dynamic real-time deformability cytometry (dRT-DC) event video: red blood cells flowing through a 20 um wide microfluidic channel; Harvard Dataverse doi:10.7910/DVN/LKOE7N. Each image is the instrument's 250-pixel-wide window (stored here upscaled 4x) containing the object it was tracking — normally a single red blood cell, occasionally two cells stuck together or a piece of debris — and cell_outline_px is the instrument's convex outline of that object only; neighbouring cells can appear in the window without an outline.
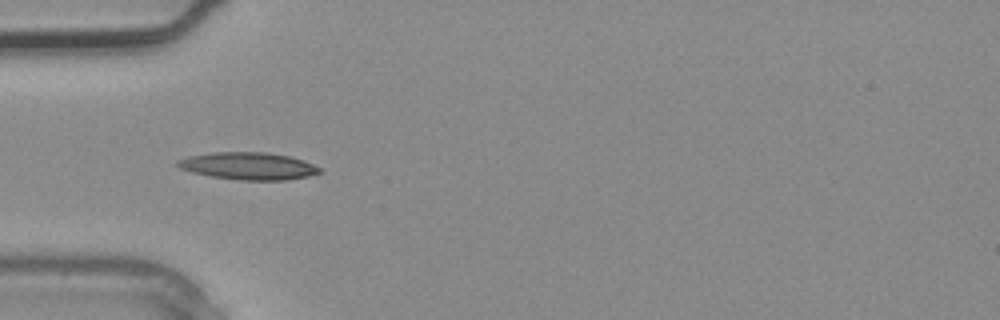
{"species": "common noctule bat (a hibernating species)", "species_latin": "Nyctalus noctula", "temperature_condition": "warm", "stored_images_in_passage": 3, "camera_frame_rate_fps": 3000, "um_per_image_px": 0.085, "animal": {"sex": "male", "body_mass_g": 20.4}, "frame": {"image": 1, "passage_image": 3, "time_ms": 0.667, "image_size_px": [1000, 320], "cell_outline_px": [[320, 172], [308, 176], [284, 180], [240, 180], [212, 176], [192, 172], [180, 168], [176, 164], [176, 160], [188, 156], [216, 152], [268, 152], [288, 156], [304, 160], [320, 168]], "centroid_in_image_um": [21.09, 14.1], "position_along_channel_um": 63.9, "area_um2": 22.43}}